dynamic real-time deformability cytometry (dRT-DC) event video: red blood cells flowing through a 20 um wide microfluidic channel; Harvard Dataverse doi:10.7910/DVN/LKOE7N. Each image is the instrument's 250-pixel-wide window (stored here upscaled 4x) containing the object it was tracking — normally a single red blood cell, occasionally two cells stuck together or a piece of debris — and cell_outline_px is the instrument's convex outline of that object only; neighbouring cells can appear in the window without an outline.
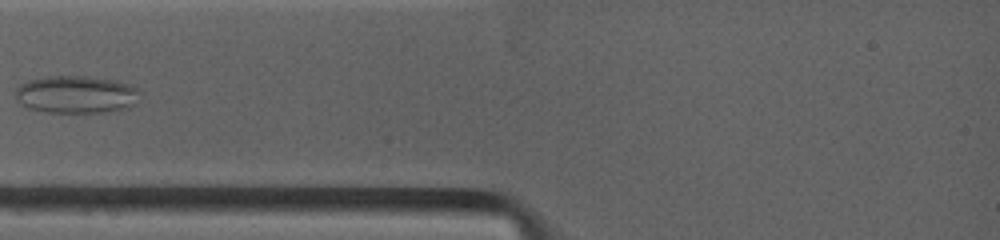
{"species": "common noctule bat (a hibernating species)", "species_latin": "Nyctalus noctula", "temperature_condition": "warm", "stored_images_in_passage": 8, "camera_frame_rate_fps": 4500, "um_per_image_px": 0.085, "animal": {"sex": "female", "body_mass_g": 19.0, "forearm_length_mm": 53.3}, "frame": {"image": 1, "passage_image": 4, "time_ms": 2.889, "image_size_px": [1000, 240], "cell_outline_px": [[140, 92], [136, 104], [124, 108], [108, 112], [48, 112], [28, 108], [20, 104], [16, 100], [16, 88], [20, 84], [28, 80], [52, 76], [84, 76], [116, 80], [132, 84]], "centroid_in_image_um": [6.48, 8.03], "position_along_channel_um": 78.5, "area_um2": 27.34}}
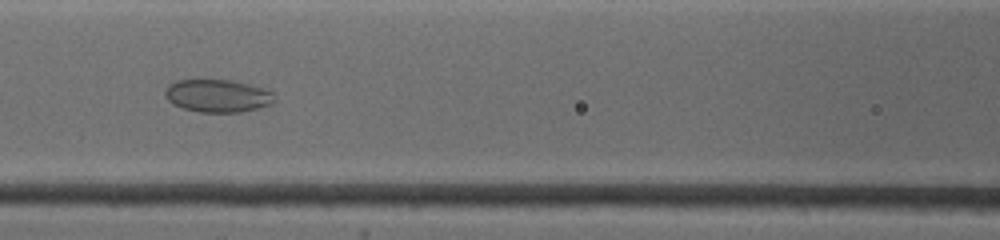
{"frame": {"image": 2, "passage_image": 6, "time_ms": 4.667, "image_size_px": [1000, 240], "cell_outline_px": [[276, 100], [272, 104], [240, 112], [200, 112], [184, 108], [172, 104], [164, 96], [164, 92], [168, 84], [180, 80], [228, 80], [248, 84], [264, 88], [272, 92]], "centroid_in_image_um": [18.49, 8.14], "position_along_channel_um": 148.1, "area_um2": 20.81}}
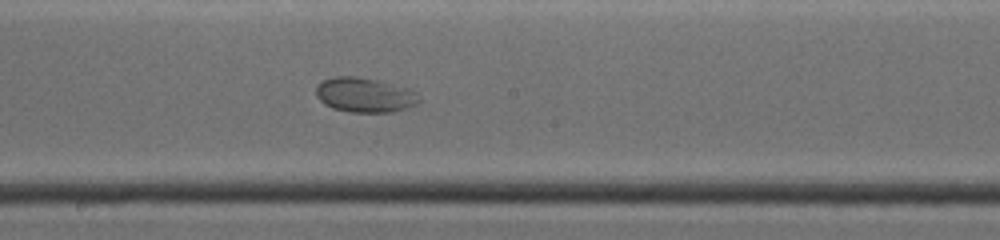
{"frame": {"image": 3, "passage_image": 8, "time_ms": 6.444, "image_size_px": [1000, 240], "cell_outline_px": [[420, 104], [408, 108], [392, 112], [348, 112], [332, 108], [324, 104], [316, 96], [316, 88], [324, 80], [336, 76], [352, 76], [376, 80], [404, 88], [416, 92], [420, 100]], "centroid_in_image_um": [31.0, 8.1], "position_along_channel_um": 217.2, "area_um2": 20.63}}